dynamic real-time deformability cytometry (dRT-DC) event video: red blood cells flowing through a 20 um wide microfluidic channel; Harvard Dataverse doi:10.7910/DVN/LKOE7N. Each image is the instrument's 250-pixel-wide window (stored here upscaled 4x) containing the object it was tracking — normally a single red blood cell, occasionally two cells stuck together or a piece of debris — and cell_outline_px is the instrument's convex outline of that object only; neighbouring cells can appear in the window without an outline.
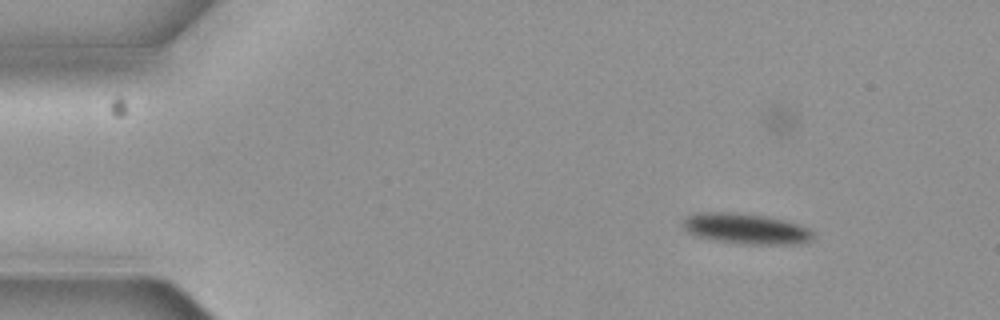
{"species": "common noctule bat (a hibernating species)", "species_latin": "Nyctalus noctula", "temperature_condition": "cold", "stored_images_in_passage": 5, "camera_frame_rate_fps": 3000, "um_per_image_px": 0.085, "animal": {"sex": "female", "body_mass_g": 19.3, "forearm_length_mm": 54.1}, "frame": {"image": 1, "passage_image": 1, "time_ms": 0.0, "image_size_px": [1000, 320], "cell_outline_px": [[812, 236], [808, 240], [792, 244], [752, 244], [716, 240], [700, 236], [688, 232], [684, 228], [684, 220], [688, 216], [700, 212], [740, 212], [768, 216], [800, 224], [808, 228], [812, 232]], "centroid_in_image_um": [63.41, 19.41], "position_along_channel_um": 21.6, "area_um2": 22.77}}